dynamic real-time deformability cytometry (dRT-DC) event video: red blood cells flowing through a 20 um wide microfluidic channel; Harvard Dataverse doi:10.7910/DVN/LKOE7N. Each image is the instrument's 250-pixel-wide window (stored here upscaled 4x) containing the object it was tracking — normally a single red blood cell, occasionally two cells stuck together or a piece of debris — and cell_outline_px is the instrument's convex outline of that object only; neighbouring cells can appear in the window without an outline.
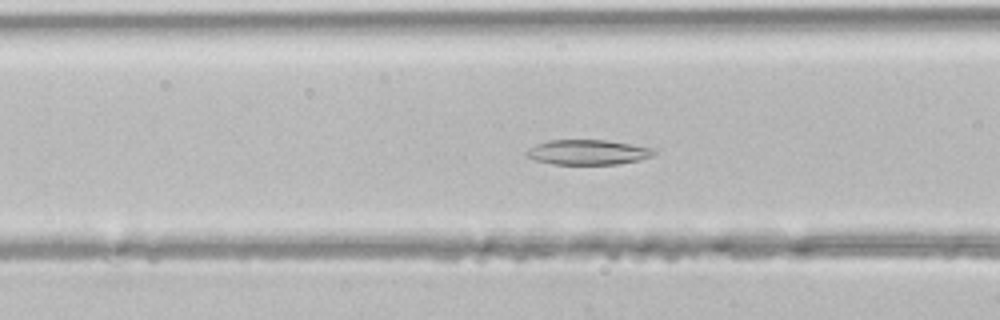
{"species": "common noctule bat (a hibernating species)", "species_latin": "Nyctalus noctula", "temperature_condition": "room temperature", "stored_images_in_passage": 32, "segment_of_instrument_passage": [1, 2], "camera_frame_rate_fps": 3000, "um_per_image_px": 0.085, "animal": {"sex": "male", "body_mass_g": 21.5, "forearm_length_mm": 52.0}, "frame": {"image": 1, "passage_image": 4, "time_ms": 1.0, "image_size_px": [1000, 320], "cell_outline_px": [[656, 152], [652, 156], [640, 160], [620, 164], [552, 164], [536, 160], [524, 156], [524, 152], [528, 148], [536, 144], [548, 140], [608, 140], [652, 148]], "centroid_in_image_um": [49.93, 12.94], "position_along_channel_um": 116.7, "area_um2": 18.67}}
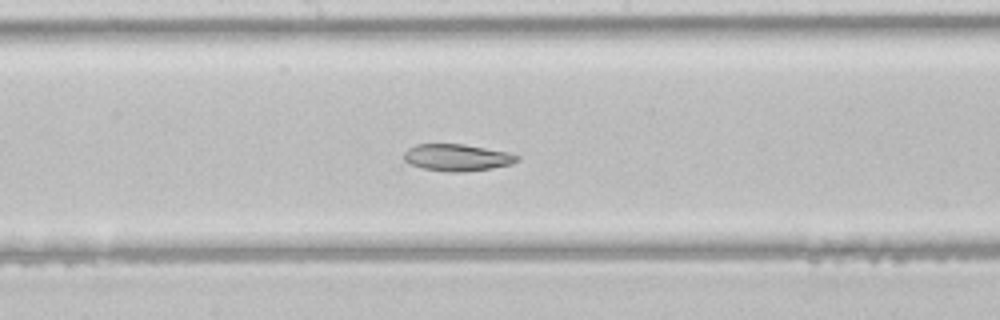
{"frame": {"image": 2, "passage_image": 10, "time_ms": 3.0, "image_size_px": [1000, 320], "cell_outline_px": [[520, 160], [512, 164], [492, 168], [456, 172], [448, 172], [424, 168], [408, 164], [404, 160], [404, 152], [408, 148], [416, 144], [464, 144], [508, 152], [520, 156]], "centroid_in_image_um": [38.85, 13.38], "position_along_channel_um": 209.3, "area_um2": 17.74}}
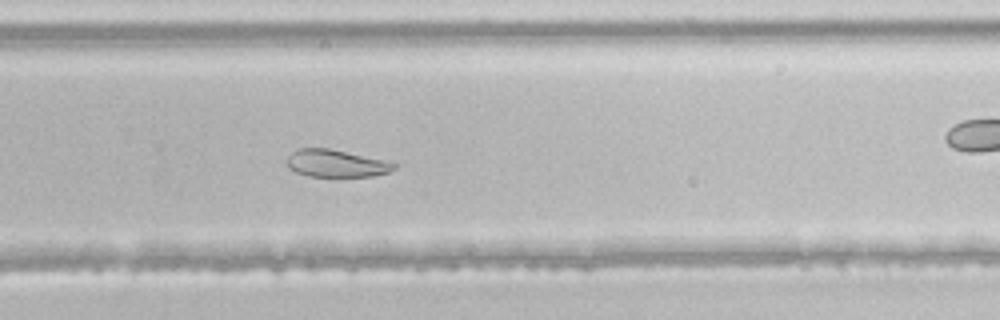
{"frame": {"image": 3, "passage_image": 16, "time_ms": 5.0, "image_size_px": [1000, 320], "cell_outline_px": [[396, 168], [388, 172], [372, 176], [308, 176], [296, 172], [288, 168], [288, 156], [296, 148], [328, 148], [380, 160], [396, 164]], "centroid_in_image_um": [28.5, 13.89], "position_along_channel_um": 301.3, "area_um2": 16.65}}